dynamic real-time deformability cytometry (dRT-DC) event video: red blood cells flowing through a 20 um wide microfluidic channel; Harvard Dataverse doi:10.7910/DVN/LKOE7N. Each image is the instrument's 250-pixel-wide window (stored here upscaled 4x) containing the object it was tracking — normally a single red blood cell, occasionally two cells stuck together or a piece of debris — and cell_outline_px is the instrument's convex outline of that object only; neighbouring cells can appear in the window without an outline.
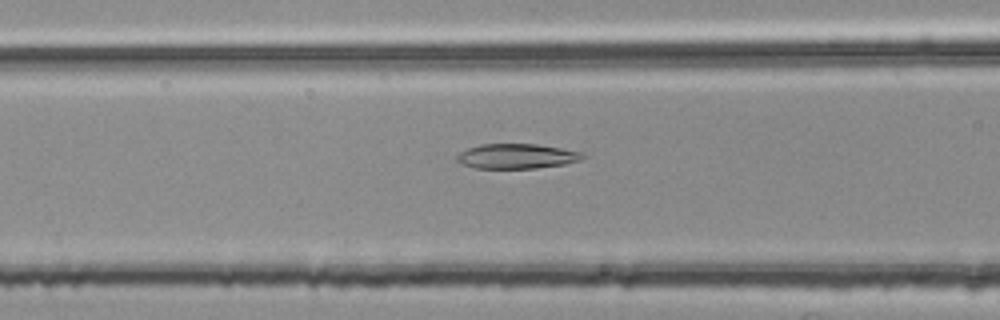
{"species": "common noctule bat (a hibernating species)", "species_latin": "Nyctalus noctula", "temperature_condition": "room temperature", "stored_images_in_passage": 44, "camera_frame_rate_fps": 3000, "um_per_image_px": 0.085, "animal": {"sex": "female", "body_mass_g": 25.1}, "frame": {"image": 1, "passage_image": 12, "time_ms": 3.667, "image_size_px": [1000, 320], "cell_outline_px": [[588, 156], [580, 160], [564, 164], [536, 168], [476, 168], [464, 164], [456, 160], [456, 156], [460, 152], [468, 148], [480, 144], [536, 144], [584, 152]], "centroid_in_image_um": [43.96, 13.27], "position_along_channel_um": 122.6, "area_um2": 18.21}}
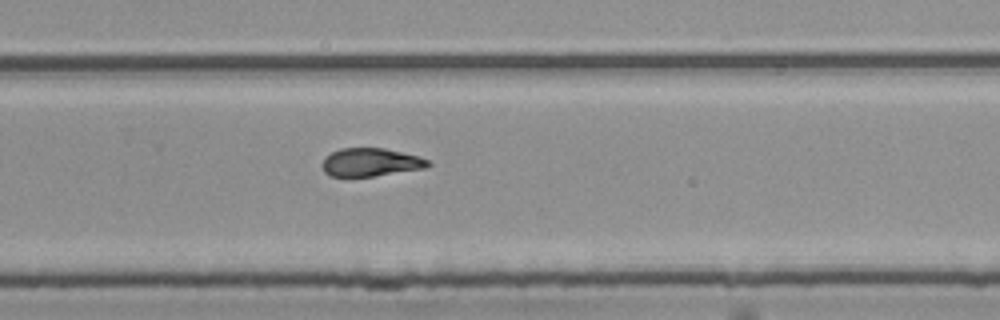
{"frame": {"image": 2, "passage_image": 26, "time_ms": 8.333, "image_size_px": [1000, 320], "cell_outline_px": [[432, 164], [424, 168], [376, 176], [328, 176], [324, 172], [320, 164], [324, 156], [340, 148], [384, 148], [420, 156], [428, 160]], "centroid_in_image_um": [31.47, 13.79], "position_along_channel_um": 298.3, "area_um2": 17.57}}
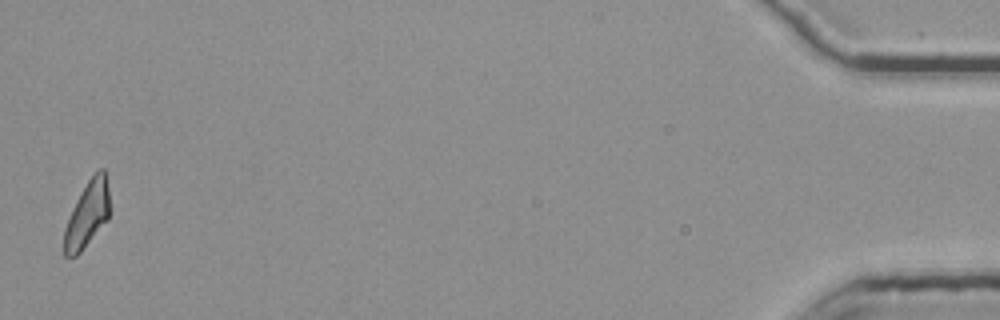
{"frame": {"image": 3, "passage_image": 44, "time_ms": 14.333, "image_size_px": [1000, 320], "cell_outline_px": [[112, 208], [108, 220], [80, 252], [76, 256], [64, 256], [64, 228], [72, 208], [80, 192], [88, 180], [100, 168], [104, 168]], "centroid_in_image_um": [7.45, 18.2], "position_along_channel_um": 427.8, "area_um2": 17.74}, "authors_computed_cell_mechanics": {"area_um2": 18.2937, "velocity_mm_per_s": 3.7641, "shape_relaxation_time_tau1_ms": 8.217, "shape_relaxation_time_tau2_ms": 2.7324, "deformation_change_tau1": 0.2135, "deformation_change_tau2": 0.1043}}